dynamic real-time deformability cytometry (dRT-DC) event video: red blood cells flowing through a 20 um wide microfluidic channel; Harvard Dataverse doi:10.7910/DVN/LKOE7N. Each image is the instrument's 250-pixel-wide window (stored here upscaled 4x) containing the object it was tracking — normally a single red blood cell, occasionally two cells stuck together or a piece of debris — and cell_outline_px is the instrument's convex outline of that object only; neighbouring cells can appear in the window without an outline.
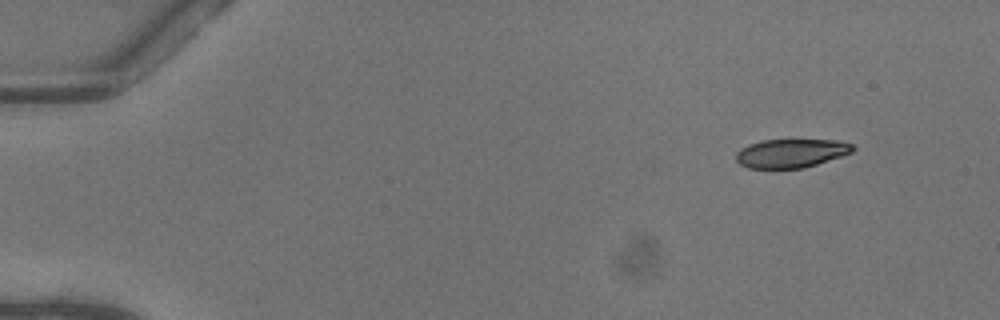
{"species": "common noctule bat (a hibernating species)", "species_latin": "Nyctalus noctula", "temperature_condition": "warm", "stored_images_in_passage": 47, "camera_frame_rate_fps": 3000, "um_per_image_px": 0.085, "animal": {"sex": "female"}, "frame": {"image": 1, "passage_image": 1, "time_ms": 0.0, "image_size_px": [1000, 320], "cell_outline_px": [[856, 148], [852, 152], [804, 168], [748, 168], [740, 164], [736, 160], [736, 152], [740, 148], [748, 144], [760, 140], [840, 140], [852, 144]], "centroid_in_image_um": [67.22, 13.01], "position_along_channel_um": 17.8, "area_um2": 19.54}}
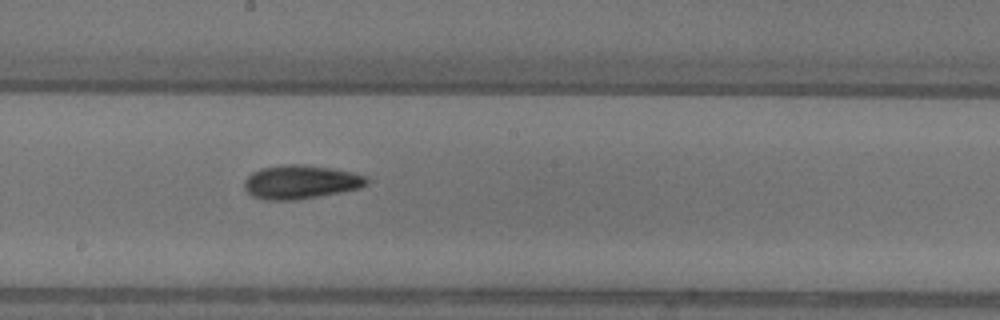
{"frame": {"image": 2, "passage_image": 25, "time_ms": 8.0, "image_size_px": [1000, 320], "cell_outline_px": [[368, 184], [360, 188], [340, 192], [292, 200], [264, 200], [252, 196], [244, 188], [244, 180], [252, 172], [260, 168], [284, 164], [296, 164], [332, 168], [352, 172], [368, 176]], "centroid_in_image_um": [25.54, 15.46], "position_along_channel_um": 222.7, "area_um2": 24.04}}
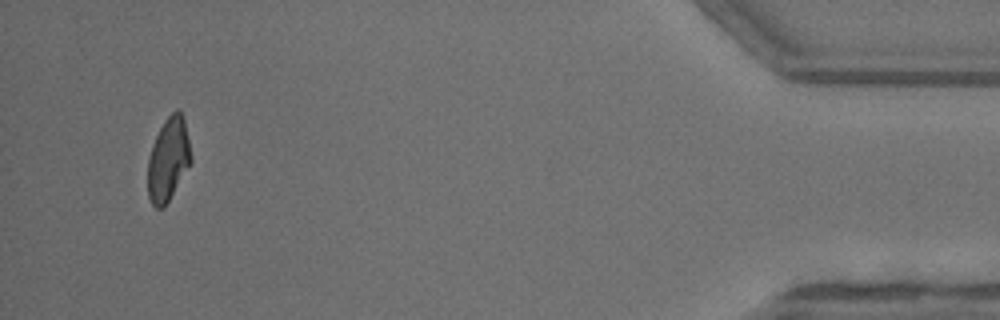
{"frame": {"image": 3, "passage_image": 45, "time_ms": 14.667, "image_size_px": [1000, 320], "cell_outline_px": [[192, 160], [164, 208], [156, 208], [152, 204], [148, 196], [148, 160], [152, 144], [164, 120], [176, 108], [184, 116], [192, 156]], "centroid_in_image_um": [14.31, 13.52], "position_along_channel_um": 420.9, "area_um2": 20.92}, "authors_computed_cell_mechanics": {"area_um2": 22.1952, "velocity_mm_per_s": 4.089, "shape_relaxation_time_tau1_ms": 4.191, "shape_relaxation_time_tau2_ms": 2.9582, "deformation_change_tau1": 0.1773, "deformation_change_tau2": 0.0849}}